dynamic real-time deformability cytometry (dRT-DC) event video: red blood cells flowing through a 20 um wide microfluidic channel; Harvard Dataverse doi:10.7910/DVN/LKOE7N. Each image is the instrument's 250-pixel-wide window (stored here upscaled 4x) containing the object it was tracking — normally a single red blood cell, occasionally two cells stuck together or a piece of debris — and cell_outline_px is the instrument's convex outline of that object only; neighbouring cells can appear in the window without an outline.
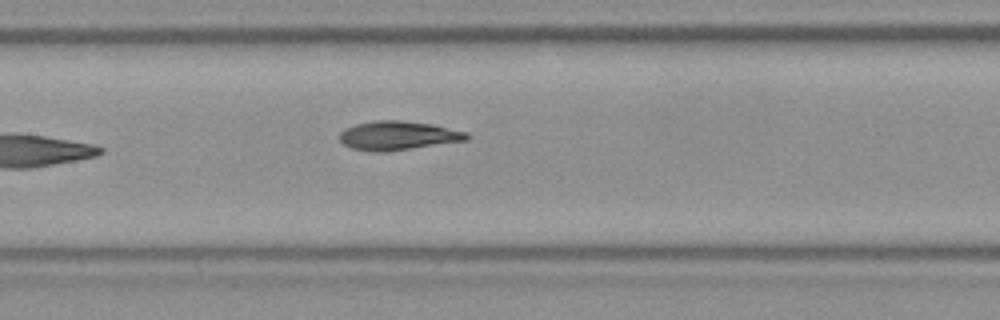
{"species": "Egyptian fruit bat (a non-hibernating species)", "species_latin": "Rousettus aegyptiacus", "temperature_condition": "room temperature", "stored_images_in_passage": 8, "camera_frame_rate_fps": 3000, "um_per_image_px": 0.085, "frame": {"image": 1, "passage_image": 8, "time_ms": 2.333, "image_size_px": [1000, 320], "cell_outline_px": [[472, 136], [468, 140], [412, 148], [376, 152], [368, 152], [352, 148], [344, 144], [340, 140], [340, 132], [344, 128], [356, 124], [376, 120], [400, 120], [432, 124], [468, 132]], "centroid_in_image_um": [33.84, 11.52], "position_along_channel_um": 173.6, "area_um2": 21.44}}